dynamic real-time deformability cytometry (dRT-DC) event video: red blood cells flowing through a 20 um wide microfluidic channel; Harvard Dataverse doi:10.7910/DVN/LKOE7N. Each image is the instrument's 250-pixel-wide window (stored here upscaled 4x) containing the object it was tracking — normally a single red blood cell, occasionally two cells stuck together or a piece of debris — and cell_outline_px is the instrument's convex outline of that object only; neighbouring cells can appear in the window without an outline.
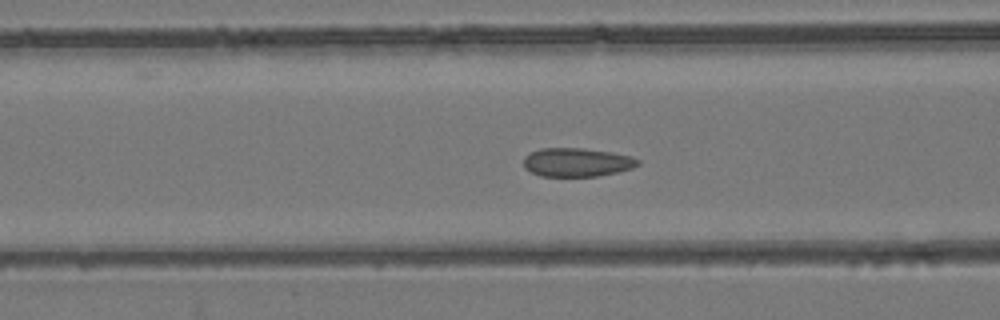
{"species": "common noctule bat (a hibernating species)", "species_latin": "Nyctalus noctula", "temperature_condition": "room temperature", "stored_images_in_passage": 53, "camera_frame_rate_fps": 3000, "um_per_image_px": 0.085, "animal": {"sex": "female", "body_mass_g": 24.6, "forearm_length_mm": 56.2}, "frame": {"image": 1, "passage_image": 21, "time_ms": 6.667, "image_size_px": [1000, 320], "cell_outline_px": [[640, 164], [632, 168], [600, 176], [540, 176], [524, 168], [524, 156], [540, 148], [584, 148], [612, 152], [628, 156], [640, 160]], "centroid_in_image_um": [49.03, 13.79], "position_along_channel_um": 117.6, "area_um2": 19.07}}
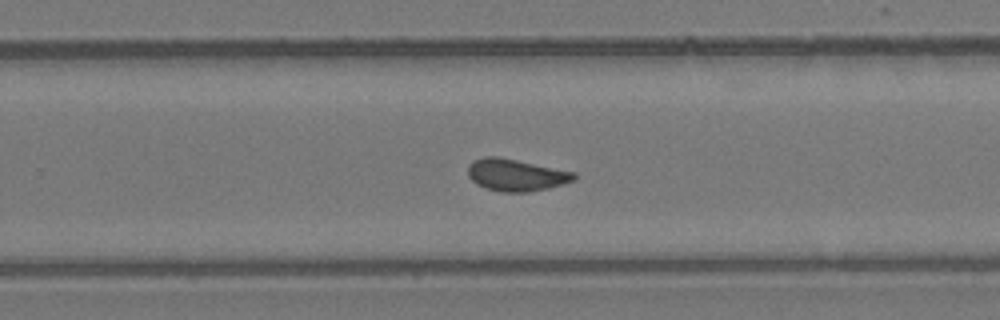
{"frame": {"image": 2, "passage_image": 34, "time_ms": 11.0, "image_size_px": [1000, 320], "cell_outline_px": [[576, 180], [548, 188], [528, 192], [500, 192], [484, 188], [476, 184], [468, 176], [468, 164], [472, 160], [484, 156], [496, 156], [576, 172]], "centroid_in_image_um": [43.83, 14.87], "position_along_channel_um": 286.0, "area_um2": 19.94}}
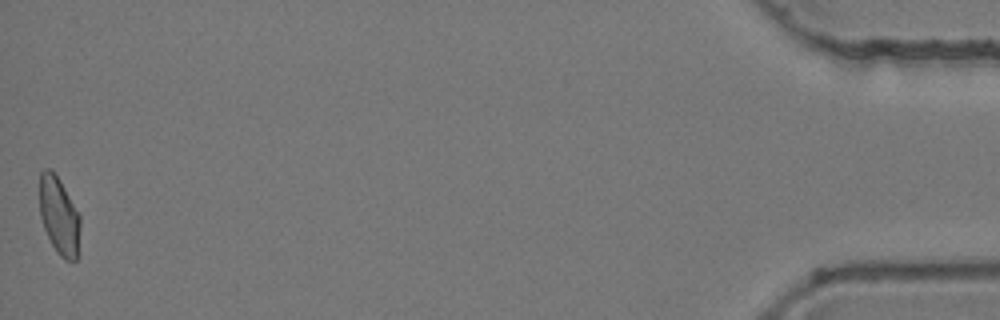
{"frame": {"image": 3, "passage_image": 53, "time_ms": 17.333, "image_size_px": [1000, 320], "cell_outline_px": [[80, 224], [76, 260], [64, 260], [56, 252], [44, 228], [40, 216], [40, 172], [44, 168], [48, 168], [60, 180], [80, 216]], "centroid_in_image_um": [5.01, 18.35], "position_along_channel_um": 430.2, "area_um2": 18.09}, "authors_computed_cell_mechanics": {"area_um2": 19.4786, "velocity_mm_per_s": 3.8846, "shape_relaxation_time_tau1_ms": null, "shape_relaxation_time_tau2_ms": 1.1413, "deformation_change_tau1": null, "deformation_change_tau2": 0.0664}}